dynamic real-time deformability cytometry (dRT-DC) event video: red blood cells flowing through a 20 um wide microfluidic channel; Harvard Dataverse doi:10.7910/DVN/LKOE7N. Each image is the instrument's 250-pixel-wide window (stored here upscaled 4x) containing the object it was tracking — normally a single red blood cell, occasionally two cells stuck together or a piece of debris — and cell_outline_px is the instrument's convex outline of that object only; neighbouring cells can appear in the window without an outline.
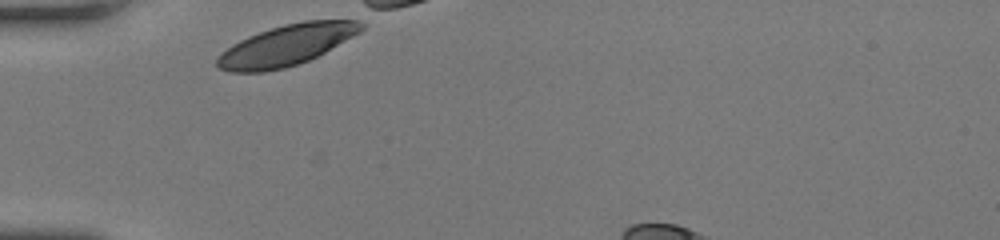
{"species": "human", "species_latin": "Homo sapiens", "temperature_condition": "room temperature", "stored_images_in_passage": 28, "camera_frame_rate_fps": 3000, "um_per_image_px": 0.085, "donor": {"sex": "female"}, "frame": {"image": 1, "passage_image": 1, "time_ms": 0.0, "image_size_px": [1000, 240], "cell_outline_px": [[364, 28], [360, 32], [324, 52], [308, 60], [284, 68], [264, 72], [232, 72], [220, 68], [216, 64], [216, 60], [220, 52], [232, 44], [248, 36], [284, 24], [304, 20], [356, 20], [364, 24]], "centroid_in_image_um": [24.32, 3.84], "position_along_channel_um": 60.7, "area_um2": 33.93}}
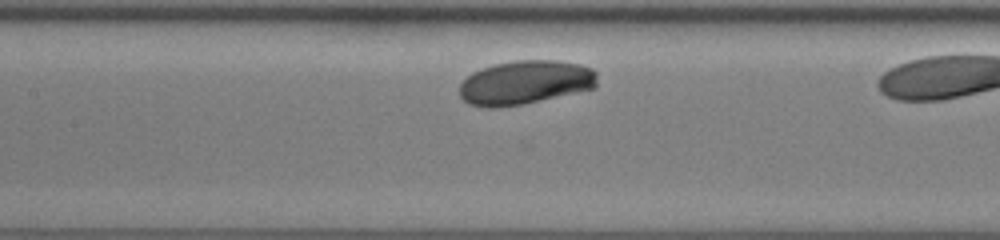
{"frame": {"image": 2, "passage_image": 10, "time_ms": 3.0, "image_size_px": [1000, 240], "cell_outline_px": [[596, 88], [524, 104], [496, 108], [484, 108], [468, 104], [460, 96], [460, 84], [472, 72], [496, 64], [516, 60], [556, 60], [580, 64], [592, 68], [596, 72]], "centroid_in_image_um": [44.65, 7.02], "position_along_channel_um": 162.8, "area_um2": 35.43}}
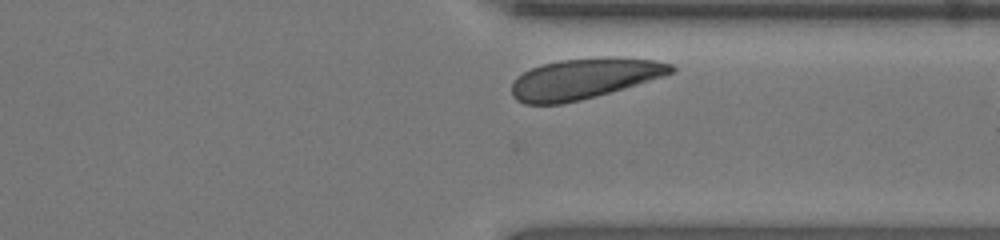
{"frame": {"image": 3, "passage_image": 26, "time_ms": 8.333, "image_size_px": [1000, 240], "cell_outline_px": [[676, 68], [672, 72], [664, 76], [596, 96], [564, 104], [524, 104], [516, 100], [512, 96], [512, 80], [524, 72], [532, 68], [544, 64], [560, 60], [600, 56], [616, 56], [656, 60], [672, 64]], "centroid_in_image_um": [49.65, 6.67], "position_along_channel_um": 361.8, "area_um2": 37.86}}